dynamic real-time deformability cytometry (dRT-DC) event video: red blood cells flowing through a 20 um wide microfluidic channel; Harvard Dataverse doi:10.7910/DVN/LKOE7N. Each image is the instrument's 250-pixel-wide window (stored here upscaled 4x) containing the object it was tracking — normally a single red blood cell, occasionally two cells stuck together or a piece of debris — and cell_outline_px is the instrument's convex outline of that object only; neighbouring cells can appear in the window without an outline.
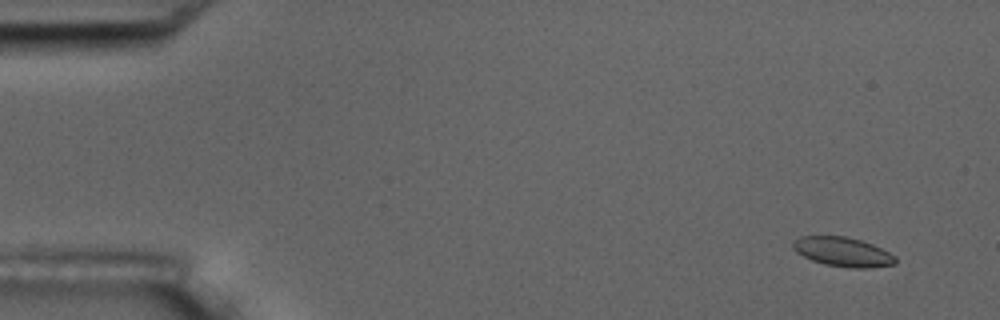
{"species": "common noctule bat (a hibernating species)", "species_latin": "Nyctalus noctula", "temperature_condition": "room temperature", "stored_images_in_passage": 8, "camera_frame_rate_fps": 3000, "um_per_image_px": 0.085, "animal": {"sex": "male", "body_mass_g": 17.5, "forearm_length_mm": 52.3}, "frame": {"image": 1, "passage_image": 2, "time_ms": 1.0, "image_size_px": [1000, 320], "cell_outline_px": [[896, 264], [868, 268], [848, 268], [824, 264], [812, 260], [796, 252], [792, 248], [792, 240], [800, 236], [844, 236], [860, 240], [872, 244], [896, 256]], "centroid_in_image_um": [71.61, 21.41], "position_along_channel_um": 13.4, "area_um2": 17.57}}
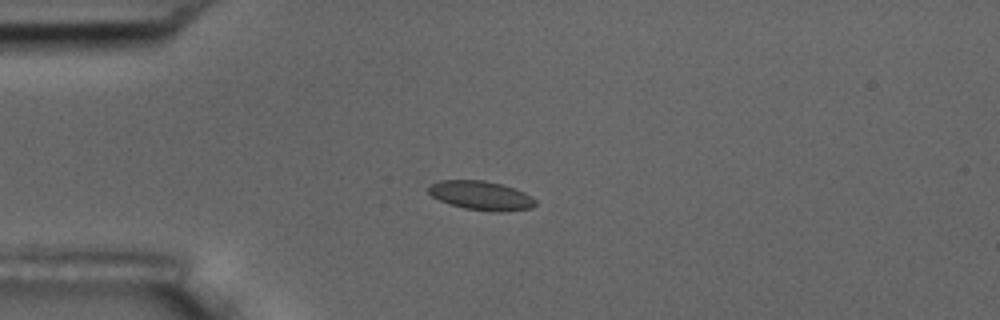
{"frame": {"image": 2, "passage_image": 5, "time_ms": 4.667, "image_size_px": [1000, 320], "cell_outline_px": [[536, 204], [532, 208], [500, 212], [464, 208], [448, 204], [432, 196], [428, 192], [428, 184], [440, 180], [484, 180], [500, 184], [524, 192], [536, 200]], "centroid_in_image_um": [40.85, 16.61], "position_along_channel_um": 44.1, "area_um2": 18.03}}